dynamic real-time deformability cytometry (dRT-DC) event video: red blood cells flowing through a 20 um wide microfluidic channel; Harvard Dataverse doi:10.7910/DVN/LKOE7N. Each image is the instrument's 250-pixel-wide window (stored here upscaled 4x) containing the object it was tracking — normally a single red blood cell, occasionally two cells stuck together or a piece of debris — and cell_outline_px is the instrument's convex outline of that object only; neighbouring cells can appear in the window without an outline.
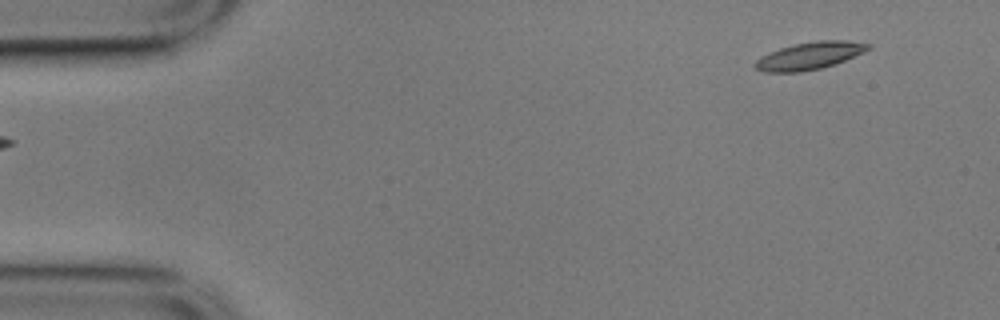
{"species": "common noctule bat (a hibernating species)", "species_latin": "Nyctalus noctula", "temperature_condition": "cold", "stored_images_in_passage": 24, "camera_frame_rate_fps": 3000, "um_per_image_px": 0.085, "animal": {"sex": "male", "body_mass_g": 17.9}, "frame": {"image": 1, "passage_image": 1, "time_ms": 0.0, "image_size_px": [1000, 320], "cell_outline_px": [[872, 48], [864, 52], [844, 60], [820, 68], [800, 72], [764, 72], [756, 68], [752, 64], [760, 56], [768, 52], [792, 44], [816, 40], [848, 40], [872, 44]], "centroid_in_image_um": [68.8, 4.72], "position_along_channel_um": 16.2, "area_um2": 18.15}}
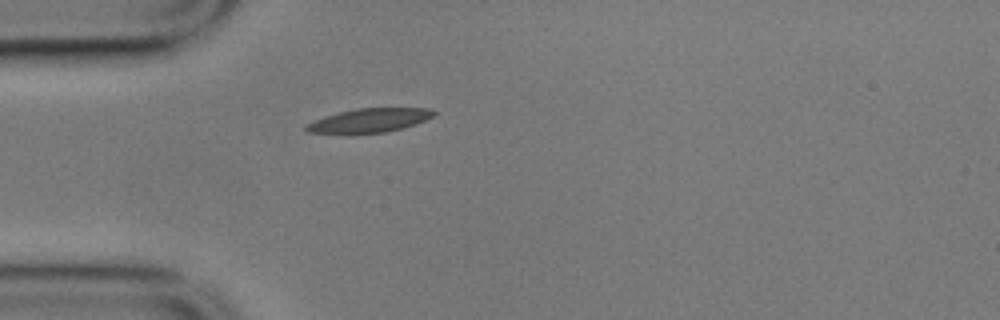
{"frame": {"image": 2, "passage_image": 12, "time_ms": 3.667, "image_size_px": [1000, 320], "cell_outline_px": [[436, 112], [432, 116], [416, 124], [404, 128], [384, 132], [308, 132], [304, 128], [304, 124], [324, 116], [356, 108], [428, 108]], "centroid_in_image_um": [31.4, 10.21], "position_along_channel_um": 53.6, "area_um2": 17.34}}
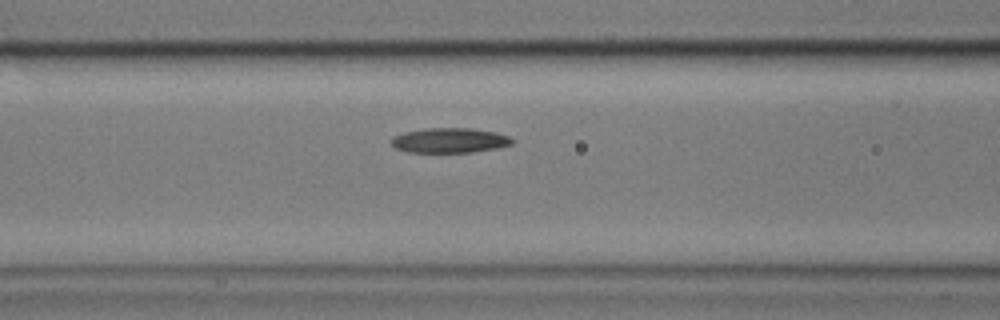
{"frame": {"image": 3, "passage_image": 19, "time_ms": 6.0, "image_size_px": [1000, 320], "cell_outline_px": [[516, 140], [512, 144], [496, 148], [472, 152], [408, 152], [396, 148], [388, 140], [392, 136], [404, 132], [424, 128], [472, 128], [496, 132], [508, 136]], "centroid_in_image_um": [38.2, 11.92], "position_along_channel_um": 128.4, "area_um2": 17.69}}